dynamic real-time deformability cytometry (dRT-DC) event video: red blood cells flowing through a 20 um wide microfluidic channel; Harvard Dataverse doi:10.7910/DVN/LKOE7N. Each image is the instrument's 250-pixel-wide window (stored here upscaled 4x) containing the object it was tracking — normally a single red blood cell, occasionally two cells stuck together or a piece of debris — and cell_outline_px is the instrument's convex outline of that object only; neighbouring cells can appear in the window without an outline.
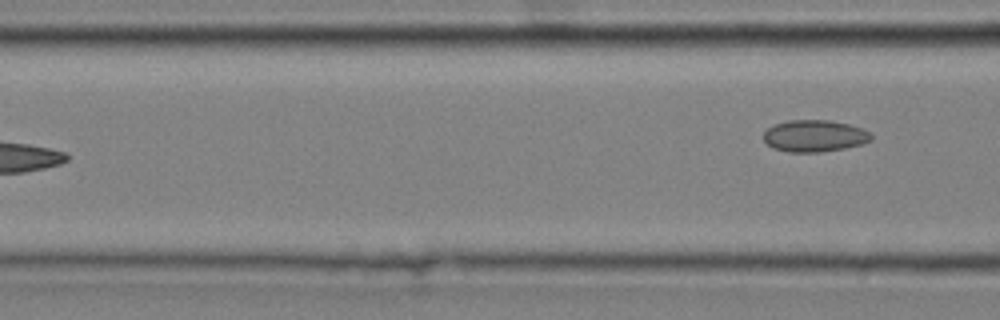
{"species": "common noctule bat (a hibernating species)", "species_latin": "Nyctalus noctula", "temperature_condition": "cold", "stored_images_in_passage": 5, "camera_frame_rate_fps": 3000, "um_per_image_px": 0.085, "animal": {"sex": "male", "body_mass_g": 20.4}, "frame": {"image": 1, "passage_image": 5, "time_ms": 1.333, "image_size_px": [1000, 320], "cell_outline_px": [[872, 140], [860, 144], [844, 148], [820, 152], [788, 152], [772, 148], [764, 140], [764, 132], [772, 124], [788, 120], [828, 120], [848, 124], [864, 128], [872, 132]], "centroid_in_image_um": [69.24, 11.54], "position_along_channel_um": 97.4, "area_um2": 20.11}}